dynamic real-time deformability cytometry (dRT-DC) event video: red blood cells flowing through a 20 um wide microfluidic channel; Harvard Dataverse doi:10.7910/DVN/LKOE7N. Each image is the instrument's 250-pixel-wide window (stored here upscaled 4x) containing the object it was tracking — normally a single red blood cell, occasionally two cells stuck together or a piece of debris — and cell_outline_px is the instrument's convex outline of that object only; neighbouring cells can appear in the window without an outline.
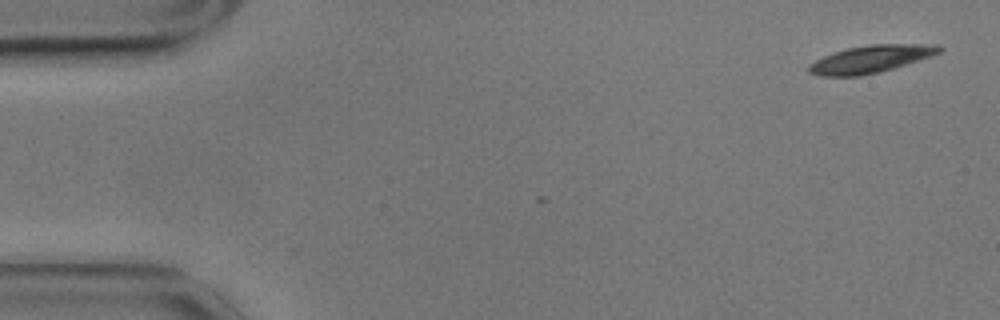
{"species": "common noctule bat (a hibernating species)", "species_latin": "Nyctalus noctula", "temperature_condition": "cold", "stored_images_in_passage": 7, "camera_frame_rate_fps": 3000, "um_per_image_px": 0.085, "animal": {"sex": "male", "body_mass_g": 17.9}, "frame": {"image": 1, "passage_image": 7, "time_ms": 2.0, "image_size_px": [1000, 320], "cell_outline_px": [[944, 48], [940, 52], [880, 72], [860, 76], [820, 76], [808, 72], [808, 64], [824, 56], [848, 48], [868, 44], [940, 44]], "centroid_in_image_um": [73.99, 5.01], "position_along_channel_um": 11.0, "area_um2": 20.58}}